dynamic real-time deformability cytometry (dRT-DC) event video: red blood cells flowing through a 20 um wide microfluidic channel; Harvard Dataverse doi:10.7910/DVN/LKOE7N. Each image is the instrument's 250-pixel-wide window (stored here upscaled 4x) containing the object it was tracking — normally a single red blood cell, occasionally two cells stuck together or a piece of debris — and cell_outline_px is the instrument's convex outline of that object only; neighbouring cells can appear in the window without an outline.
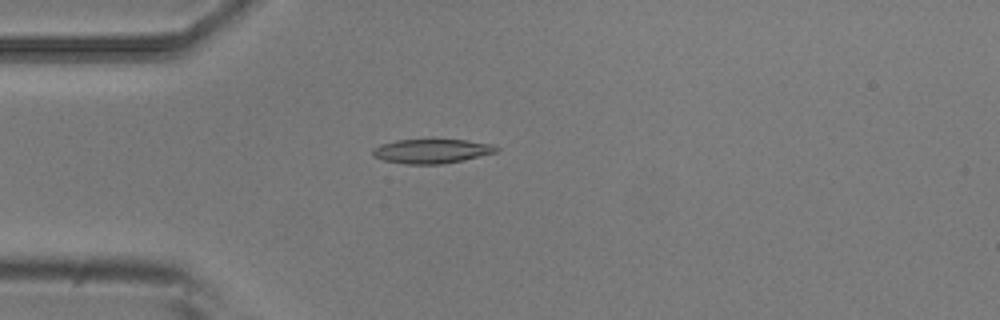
{"species": "common noctule bat (a hibernating species)", "species_latin": "Nyctalus noctula", "temperature_condition": "room temperature", "stored_images_in_passage": 5, "camera_frame_rate_fps": 3000, "um_per_image_px": 0.085, "animal": {"sex": "male", "body_mass_g": 20.5, "forearm_length_mm": 52.5}, "frame": {"image": 1, "passage_image": 5, "time_ms": 1.333, "image_size_px": [1000, 320], "cell_outline_px": [[500, 148], [496, 152], [464, 160], [440, 164], [404, 164], [384, 160], [372, 156], [372, 148], [380, 144], [396, 140], [468, 140], [496, 144]], "centroid_in_image_um": [36.71, 12.84], "position_along_channel_um": 48.3, "area_um2": 17.63}}